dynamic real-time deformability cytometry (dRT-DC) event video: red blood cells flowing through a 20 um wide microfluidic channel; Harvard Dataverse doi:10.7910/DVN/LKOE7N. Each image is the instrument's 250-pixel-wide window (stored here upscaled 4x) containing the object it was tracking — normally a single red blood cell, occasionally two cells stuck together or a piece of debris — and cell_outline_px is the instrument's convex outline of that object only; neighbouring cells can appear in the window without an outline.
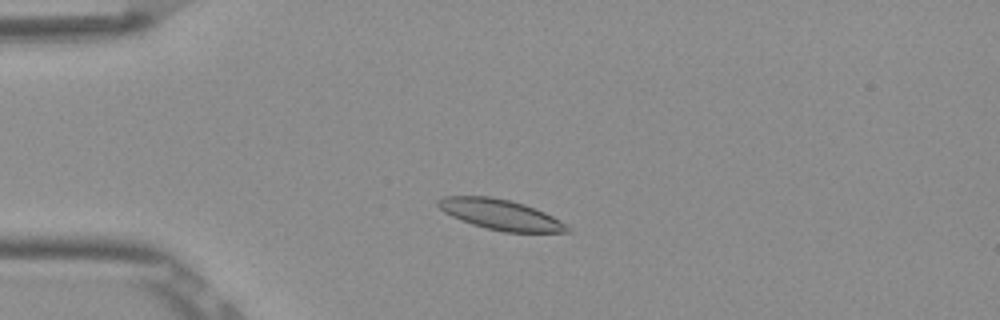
{"species": "Egyptian fruit bat (a non-hibernating species)", "species_latin": "Rousettus aegyptiacus", "temperature_condition": "room temperature", "stored_images_in_passage": 35, "camera_frame_rate_fps": 3000, "um_per_image_px": 0.085, "frame": {"image": 1, "passage_image": 2, "time_ms": 0.333, "image_size_px": [1000, 320], "cell_outline_px": [[572, 232], [504, 232], [472, 224], [460, 220], [444, 212], [436, 204], [436, 200], [444, 196], [488, 196], [508, 200], [524, 204], [544, 212], [560, 220], [572, 228]], "centroid_in_image_um": [42.55, 18.24], "position_along_channel_um": 42.5, "area_um2": 22.77}}
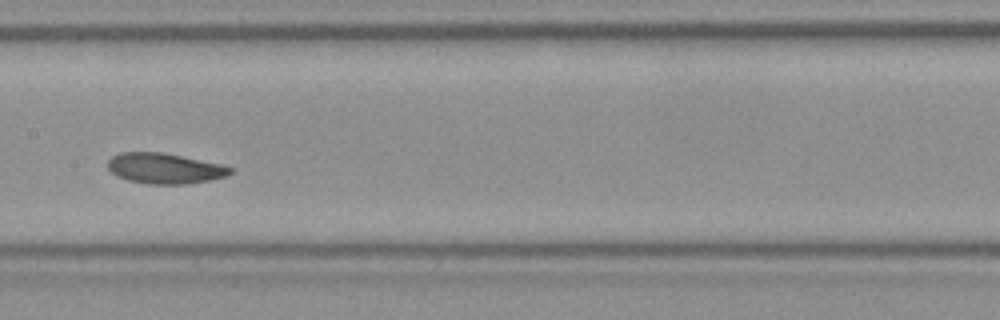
{"frame": {"image": 2, "passage_image": 16, "time_ms": 5.0, "image_size_px": [1000, 320], "cell_outline_px": [[232, 172], [228, 176], [208, 180], [184, 184], [148, 184], [128, 180], [116, 176], [108, 168], [108, 160], [112, 156], [120, 152], [160, 152], [224, 164], [232, 168]], "centroid_in_image_um": [14.0, 14.31], "position_along_channel_um": 193.4, "area_um2": 21.79}}
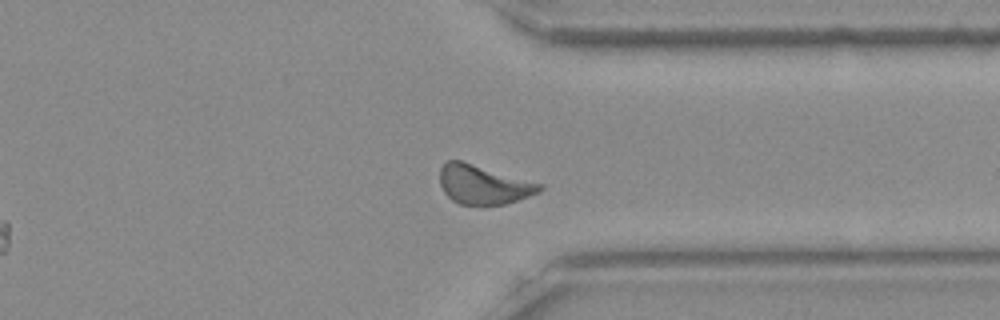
{"frame": {"image": 3, "passage_image": 30, "time_ms": 9.667, "image_size_px": [1000, 320], "cell_outline_px": [[544, 188], [540, 192], [504, 204], [460, 204], [452, 200], [444, 192], [440, 184], [440, 168], [448, 160], [460, 160], [544, 184]], "centroid_in_image_um": [41.1, 15.68], "position_along_channel_um": 370.3, "area_um2": 22.54}, "authors_computed_cell_mechanics": {"area_um2": 22.0218, "velocity_mm_per_s": 3.8201, "shape_relaxation_time_tau1_ms": 3.93, "shape_relaxation_time_tau2_ms": 3.2844, "deformation_change_tau1": 0.0898, "deformation_change_tau2": 0.1025}}